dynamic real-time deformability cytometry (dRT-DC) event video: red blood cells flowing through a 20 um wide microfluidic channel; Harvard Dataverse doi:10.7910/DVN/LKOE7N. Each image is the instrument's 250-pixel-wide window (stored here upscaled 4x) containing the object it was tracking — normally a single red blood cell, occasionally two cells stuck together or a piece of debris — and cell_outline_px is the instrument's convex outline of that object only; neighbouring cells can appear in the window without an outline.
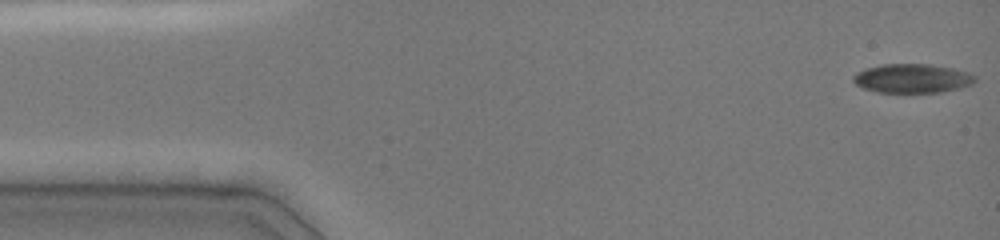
{"species": "common noctule bat (a hibernating species)", "species_latin": "Nyctalus noctula", "temperature_condition": "cold", "stored_images_in_passage": 46, "camera_frame_rate_fps": 3000, "um_per_image_px": 0.085, "animal": {"sex": "female", "body_mass_g": 19.0, "forearm_length_mm": 51.5}, "frame": {"image": 1, "passage_image": 1, "time_ms": 0.0, "image_size_px": [1000, 240], "cell_outline_px": [[976, 80], [972, 84], [960, 88], [940, 92], [876, 92], [864, 88], [856, 84], [852, 80], [852, 76], [856, 72], [864, 68], [880, 64], [928, 64], [952, 68], [968, 72], [976, 76]], "centroid_in_image_um": [77.52, 6.65], "position_along_channel_um": 7.5, "area_um2": 20.69}}
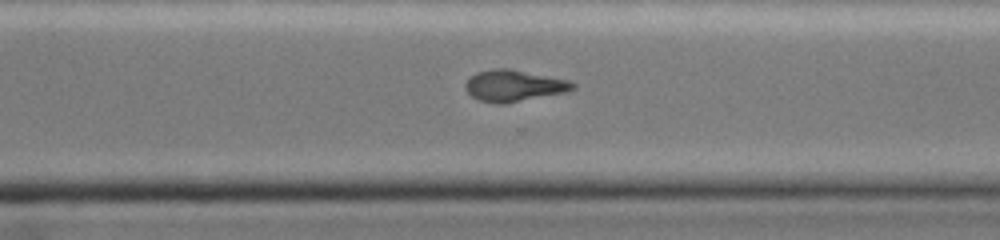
{"frame": {"image": 2, "passage_image": 33, "time_ms": 10.667, "image_size_px": [1000, 240], "cell_outline_px": [[576, 88], [568, 92], [500, 104], [480, 100], [472, 96], [464, 88], [464, 84], [476, 72], [492, 68], [508, 68], [568, 80], [576, 84]], "centroid_in_image_um": [43.69, 7.27], "position_along_channel_um": 326.9, "area_um2": 19.54}}
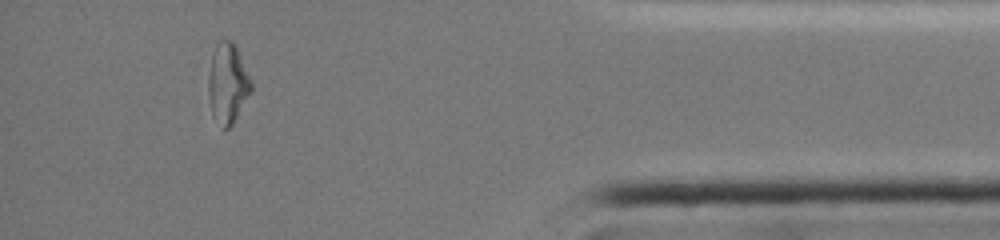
{"frame": {"image": 3, "passage_image": 42, "time_ms": 13.667, "image_size_px": [1000, 240], "cell_outline_px": [[252, 88], [232, 124], [228, 128], [224, 128], [212, 116], [208, 96], [208, 76], [212, 52], [216, 44], [220, 40], [232, 40], [236, 44], [252, 80]], "centroid_in_image_um": [19.34, 7.02], "position_along_channel_um": 415.9, "area_um2": 20.0}, "authors_computed_cell_mechanics": {"area_um2": 20.2878, "velocity_mm_per_s": 4.0815, "shape_relaxation_time_tau1_ms": null, "shape_relaxation_time_tau2_ms": 6.2944, "deformation_change_tau1": null, "deformation_change_tau2": 0.1431}}